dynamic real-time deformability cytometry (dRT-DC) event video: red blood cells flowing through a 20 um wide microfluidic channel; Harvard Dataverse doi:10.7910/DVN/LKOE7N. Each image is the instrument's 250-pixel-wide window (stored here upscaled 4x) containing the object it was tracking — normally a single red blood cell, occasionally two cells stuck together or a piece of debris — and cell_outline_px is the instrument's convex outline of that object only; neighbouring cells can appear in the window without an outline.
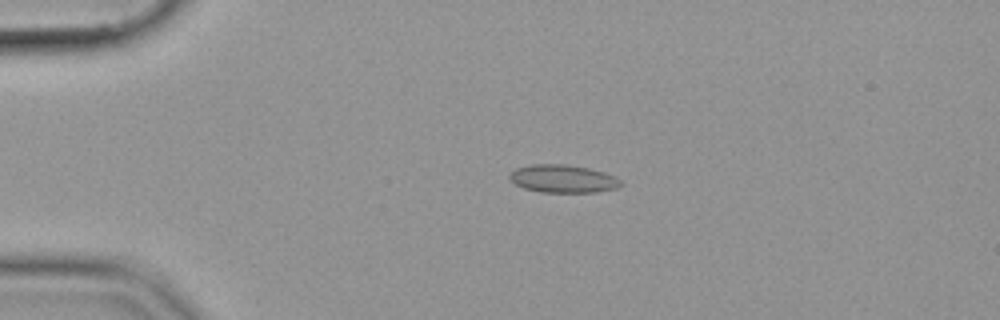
{"species": "common noctule bat (a hibernating species)", "species_latin": "Nyctalus noctula", "temperature_condition": "cold", "stored_images_in_passage": 43, "camera_frame_rate_fps": 3000, "um_per_image_px": 0.085, "animal": {"sex": "female", "body_mass_g": 19.9}, "frame": {"image": 1, "passage_image": 1, "time_ms": 0.0, "image_size_px": [1000, 320], "cell_outline_px": [[624, 184], [616, 188], [596, 192], [540, 192], [524, 188], [516, 184], [508, 176], [516, 168], [532, 164], [564, 164], [588, 168], [604, 172], [616, 176]], "centroid_in_image_um": [47.88, 15.19], "position_along_channel_um": 37.1, "area_um2": 18.03}}
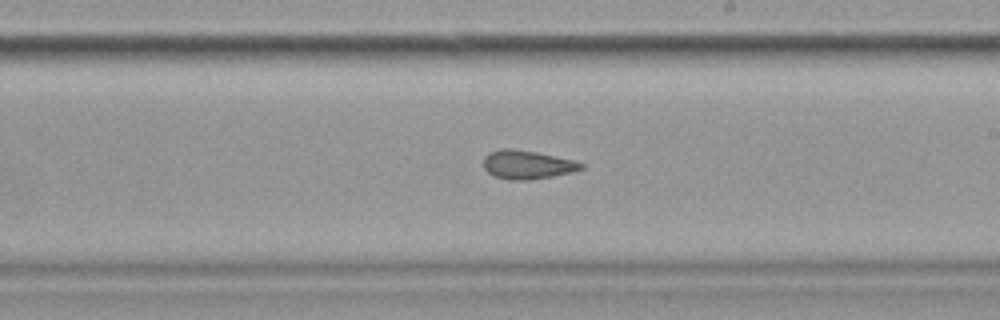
{"frame": {"image": 2, "passage_image": 21, "time_ms": 6.667, "image_size_px": [1000, 320], "cell_outline_px": [[584, 168], [572, 172], [552, 176], [528, 180], [508, 180], [496, 176], [488, 172], [484, 168], [484, 156], [488, 152], [504, 148], [512, 148], [536, 152], [572, 160], [584, 164]], "centroid_in_image_um": [44.79, 13.99], "position_along_channel_um": 244.2, "area_um2": 16.18}}
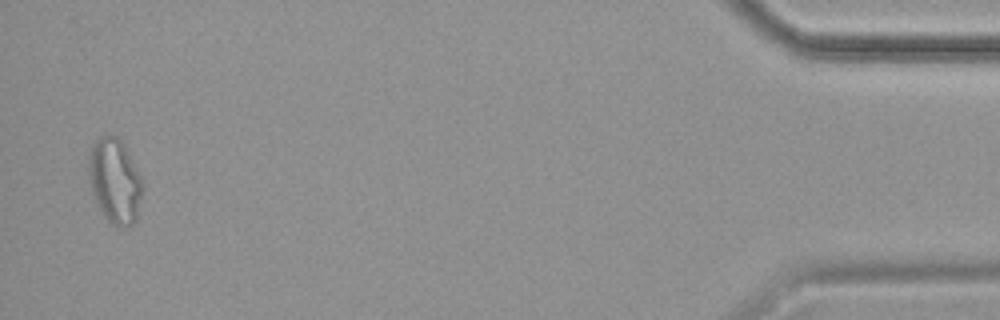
{"frame": {"image": 3, "passage_image": 42, "time_ms": 13.667, "image_size_px": [1000, 320], "cell_outline_px": [[144, 188], [136, 220], [128, 228], [120, 228], [112, 224], [100, 212], [96, 204], [92, 192], [88, 176], [88, 160], [92, 144], [96, 140], [104, 136], [116, 136], [120, 140], [144, 180]], "centroid_in_image_um": [9.77, 15.44], "position_along_channel_um": 425.4, "area_um2": 26.93}}